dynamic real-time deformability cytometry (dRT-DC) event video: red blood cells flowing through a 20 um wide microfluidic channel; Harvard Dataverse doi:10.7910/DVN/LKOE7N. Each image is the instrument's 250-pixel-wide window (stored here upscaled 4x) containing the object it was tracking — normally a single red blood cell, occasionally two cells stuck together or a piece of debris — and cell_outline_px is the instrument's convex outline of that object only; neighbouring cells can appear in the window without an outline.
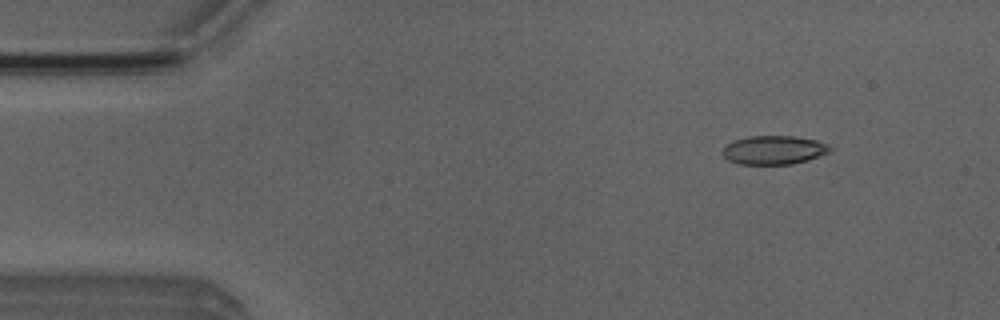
{"species": "Egyptian fruit bat (a non-hibernating species)", "species_latin": "Rousettus aegyptiacus", "temperature_condition": "room temperature", "stored_images_in_passage": 3, "camera_frame_rate_fps": 3000, "um_per_image_px": 0.085, "animal": {"sex": "male"}, "frame": {"image": 1, "passage_image": 1, "time_ms": 0.0, "image_size_px": [1000, 320], "cell_outline_px": [[832, 148], [828, 152], [808, 160], [792, 164], [740, 164], [728, 160], [720, 152], [732, 140], [748, 136], [792, 136], [816, 140], [828, 144]], "centroid_in_image_um": [65.75, 12.75], "position_along_channel_um": 19.2, "area_um2": 17.98}}